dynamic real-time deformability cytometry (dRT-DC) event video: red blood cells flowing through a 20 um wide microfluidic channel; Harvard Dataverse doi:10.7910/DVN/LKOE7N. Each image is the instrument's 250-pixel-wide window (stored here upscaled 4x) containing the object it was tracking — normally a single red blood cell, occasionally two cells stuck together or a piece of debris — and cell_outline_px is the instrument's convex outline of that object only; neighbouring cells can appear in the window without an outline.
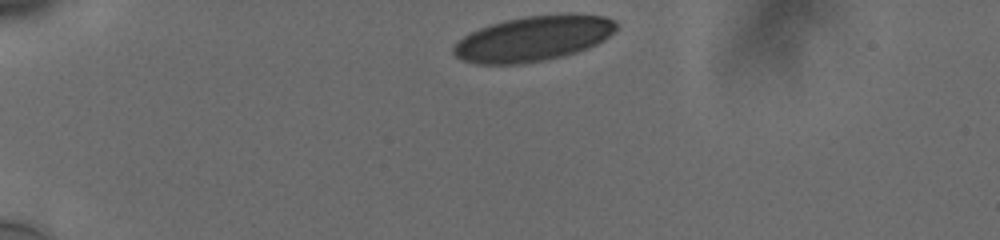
{"species": "human", "species_latin": "Homo sapiens", "temperature_condition": "cold", "stored_images_in_passage": 32, "camera_frame_rate_fps": 3000, "um_per_image_px": 0.085, "donor": {"sex": "male"}, "frame": {"image": 1, "passage_image": 1, "time_ms": 0.0, "image_size_px": [1000, 240], "cell_outline_px": [[616, 28], [604, 40], [588, 48], [564, 56], [524, 64], [476, 64], [464, 60], [456, 56], [452, 52], [452, 48], [464, 36], [480, 28], [504, 20], [524, 16], [604, 16], [616, 20]], "centroid_in_image_um": [45.29, 3.32], "position_along_channel_um": 39.7, "area_um2": 41.96}}
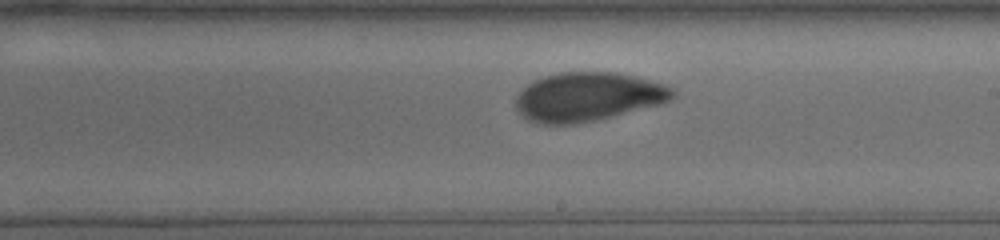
{"frame": {"image": 2, "passage_image": 20, "time_ms": 7.0, "image_size_px": [1000, 240], "cell_outline_px": [[676, 96], [672, 100], [660, 104], [596, 120], [576, 124], [536, 124], [520, 116], [516, 108], [516, 96], [520, 88], [532, 80], [560, 72], [616, 72], [636, 76], [664, 84], [676, 88]], "centroid_in_image_um": [49.95, 8.23], "position_along_channel_um": 239.0, "area_um2": 45.26}}
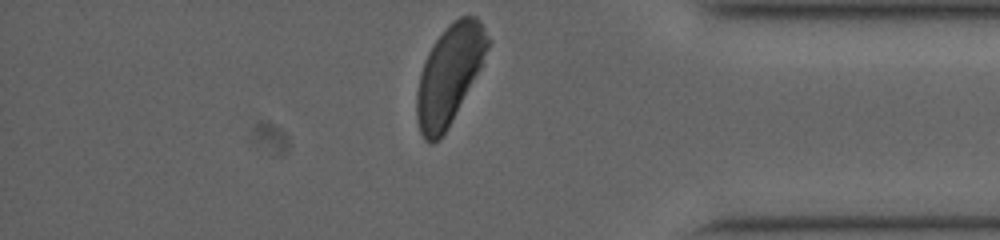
{"frame": {"image": 3, "passage_image": 32, "time_ms": 11.667, "image_size_px": [1000, 240], "cell_outline_px": [[492, 40], [448, 128], [440, 140], [432, 144], [424, 140], [420, 132], [416, 116], [416, 92], [420, 72], [424, 60], [428, 52], [444, 28], [448, 24], [460, 16], [476, 16], [480, 20]], "centroid_in_image_um": [38.16, 6.33], "position_along_channel_um": 397.0, "area_um2": 40.4}, "authors_computed_cell_mechanics": {"area_um2": 44.8239, "velocity_mm_per_s": 3.7279, "shape_relaxation_time_tau1_ms": 3.9264, "shape_relaxation_time_tau2_ms": 0.925, "deformation_change_tau1": 0.1438, "deformation_change_tau2": 0.0525}}